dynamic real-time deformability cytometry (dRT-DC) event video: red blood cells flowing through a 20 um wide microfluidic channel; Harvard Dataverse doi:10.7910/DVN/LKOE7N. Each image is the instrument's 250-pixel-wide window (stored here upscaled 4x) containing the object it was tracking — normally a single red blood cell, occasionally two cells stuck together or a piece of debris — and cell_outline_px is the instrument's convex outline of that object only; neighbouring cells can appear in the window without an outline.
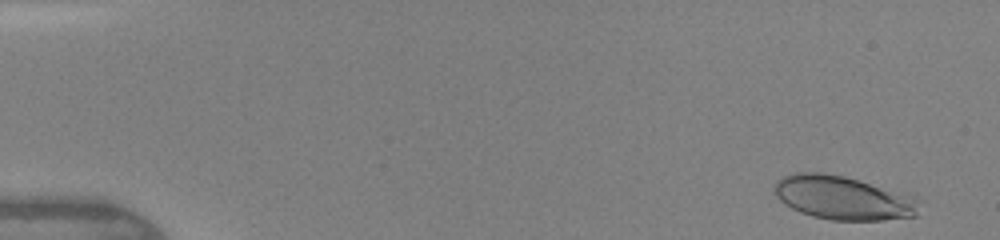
{"species": "human", "species_latin": "Homo sapiens", "temperature_condition": "warm", "stored_images_in_passage": 12, "camera_frame_rate_fps": 3000, "um_per_image_px": 0.085, "donor": {"sex": "female"}, "frame": {"image": 1, "passage_image": 1, "time_ms": 0.0, "image_size_px": [1000, 240], "cell_outline_px": [[916, 216], [880, 220], [832, 220], [812, 216], [800, 212], [792, 208], [780, 200], [776, 196], [776, 180], [784, 176], [796, 172], [824, 172], [844, 176], [880, 188], [912, 204], [916, 212]], "centroid_in_image_um": [71.37, 16.82], "position_along_channel_um": 13.6, "area_um2": 34.62}}